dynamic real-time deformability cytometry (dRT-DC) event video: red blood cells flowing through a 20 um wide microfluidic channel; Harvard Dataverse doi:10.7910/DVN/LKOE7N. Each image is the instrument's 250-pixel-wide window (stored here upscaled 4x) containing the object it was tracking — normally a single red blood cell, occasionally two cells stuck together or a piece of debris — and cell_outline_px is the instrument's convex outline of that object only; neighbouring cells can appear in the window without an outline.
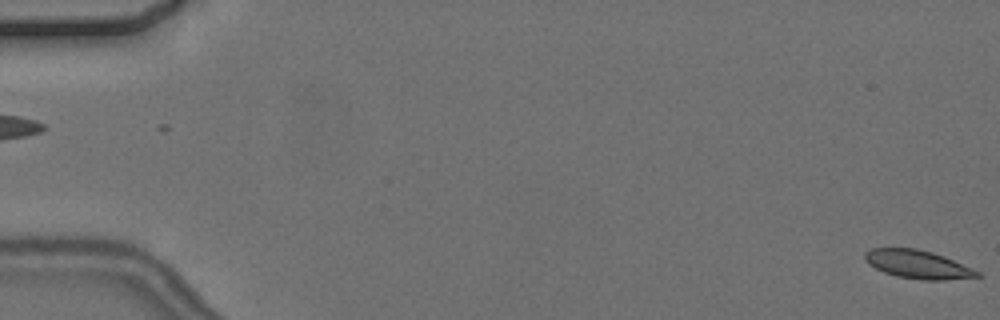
{"species": "common noctule bat (a hibernating species)", "species_latin": "Nyctalus noctula", "temperature_condition": "cold", "stored_images_in_passage": 6, "camera_frame_rate_fps": 3000, "um_per_image_px": 0.085, "animal": {"sex": "female", "body_mass_g": 24.6, "forearm_length_mm": 56.2}, "frame": {"image": 1, "passage_image": 1, "time_ms": 0.0, "image_size_px": [1000, 320], "cell_outline_px": [[984, 276], [944, 280], [924, 280], [896, 276], [884, 272], [868, 264], [864, 260], [864, 252], [872, 248], [916, 248], [932, 252], [944, 256], [972, 268], [980, 272]], "centroid_in_image_um": [78.01, 22.47], "position_along_channel_um": 7.0, "area_um2": 18.61}}
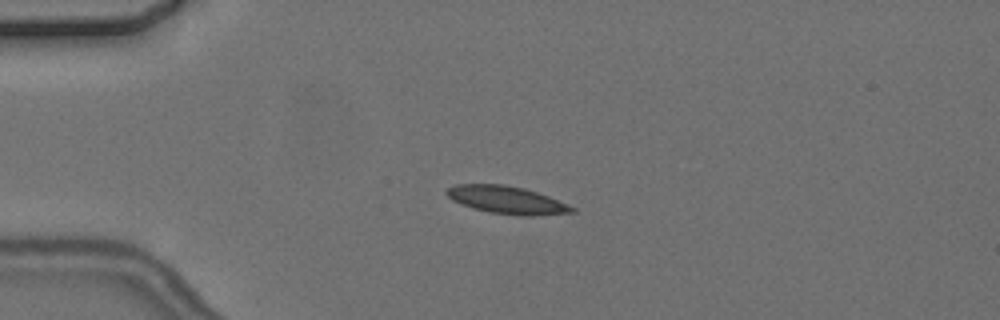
{"frame": {"image": 2, "passage_image": 5, "time_ms": 4.667, "image_size_px": [1000, 320], "cell_outline_px": [[576, 212], [536, 216], [520, 216], [488, 212], [472, 208], [460, 204], [452, 200], [444, 192], [448, 188], [456, 184], [504, 184], [524, 188], [548, 196], [568, 204], [576, 208]], "centroid_in_image_um": [43.08, 17.0], "position_along_channel_um": 41.9, "area_um2": 20.4}}